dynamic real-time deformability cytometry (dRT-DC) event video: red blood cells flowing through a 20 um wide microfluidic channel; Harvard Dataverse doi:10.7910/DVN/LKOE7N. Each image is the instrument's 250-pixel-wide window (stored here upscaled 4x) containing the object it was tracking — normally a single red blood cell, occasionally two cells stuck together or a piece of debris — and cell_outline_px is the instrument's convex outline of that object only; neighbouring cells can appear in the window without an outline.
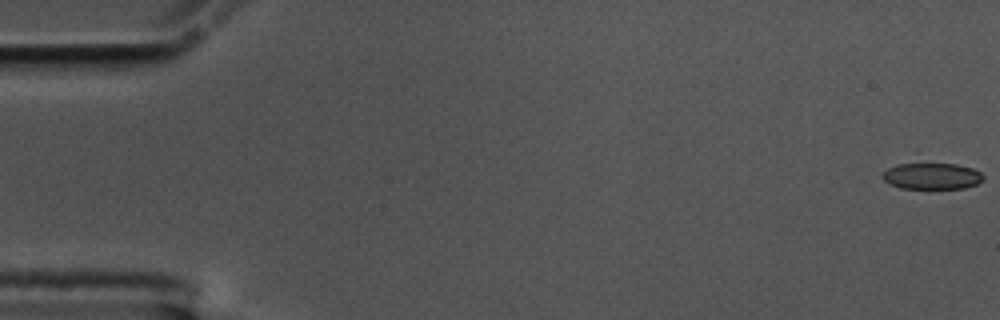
{"species": "common noctule bat (a hibernating species)", "species_latin": "Nyctalus noctula", "temperature_condition": "cold", "stored_images_in_passage": 51, "camera_frame_rate_fps": 3000, "um_per_image_px": 0.085, "animal": {"sex": "male", "body_mass_g": 17.5, "forearm_length_mm": 52.3}, "frame": {"image": 1, "passage_image": 1, "time_ms": 0.0, "image_size_px": [1000, 320], "cell_outline_px": [[984, 180], [976, 184], [964, 188], [900, 188], [884, 180], [880, 176], [888, 168], [916, 152], [972, 168], [980, 172], [984, 176]], "centroid_in_image_um": [79.11, 14.76], "position_along_channel_um": 5.9, "area_um2": 18.09}}
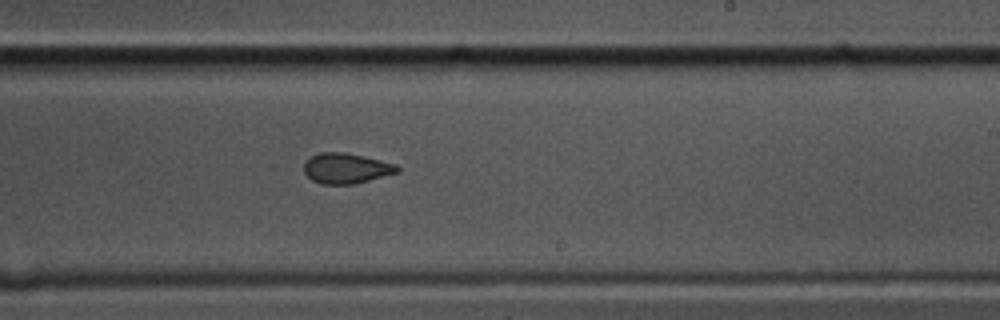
{"frame": {"image": 2, "passage_image": 35, "time_ms": 11.333, "image_size_px": [1000, 320], "cell_outline_px": [[400, 172], [356, 184], [320, 184], [312, 180], [304, 172], [304, 160], [320, 152], [344, 152], [364, 156], [396, 164], [400, 168]], "centroid_in_image_um": [29.43, 14.31], "position_along_channel_um": 259.6, "area_um2": 16.7}}
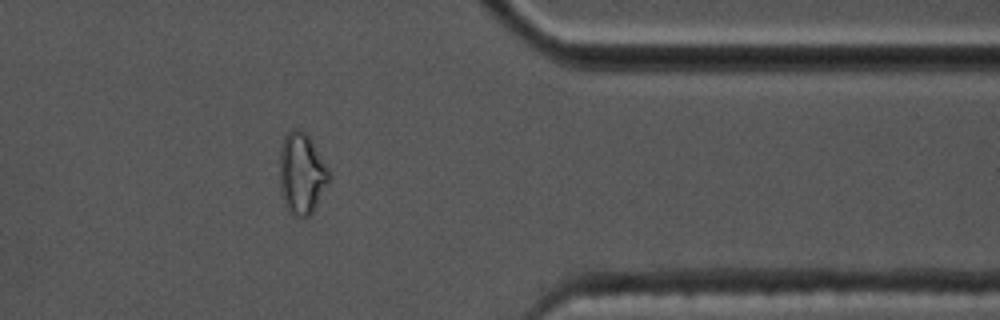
{"frame": {"image": 3, "passage_image": 47, "time_ms": 15.333, "image_size_px": [1000, 320], "cell_outline_px": [[328, 184], [312, 212], [308, 216], [292, 216], [288, 212], [284, 204], [280, 192], [280, 148], [284, 136], [292, 128], [296, 128], [304, 132], [312, 140], [328, 168]], "centroid_in_image_um": [25.61, 14.75], "position_along_channel_um": 385.8, "area_um2": 23.35}, "authors_computed_cell_mechanics": {"area_um2": 17.1088, "velocity_mm_per_s": 3.5329, "shape_relaxation_time_tau1_ms": null, "shape_relaxation_time_tau2_ms": 1.9804, "deformation_change_tau1": null, "deformation_change_tau2": 0.0617}}